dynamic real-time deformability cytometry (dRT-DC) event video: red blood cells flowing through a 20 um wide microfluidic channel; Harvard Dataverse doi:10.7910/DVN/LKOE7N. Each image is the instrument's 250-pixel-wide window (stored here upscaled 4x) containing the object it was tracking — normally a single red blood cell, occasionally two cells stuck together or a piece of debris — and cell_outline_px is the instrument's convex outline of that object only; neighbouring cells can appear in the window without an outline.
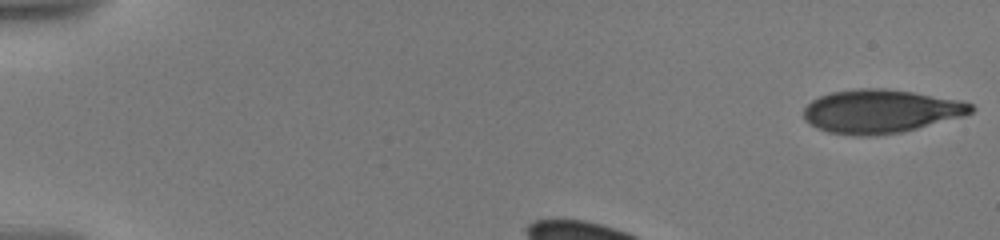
{"species": "human", "species_latin": "Homo sapiens", "temperature_condition": "warm", "stored_images_in_passage": 30, "camera_frame_rate_fps": 3000, "um_per_image_px": 0.085, "donor": {"sex": "male"}, "frame": {"image": 1, "passage_image": 1, "time_ms": 0.0, "image_size_px": [1000, 240], "cell_outline_px": [[976, 108], [972, 112], [964, 116], [900, 132], [872, 136], [852, 136], [828, 132], [816, 128], [804, 120], [804, 108], [812, 100], [820, 96], [832, 92], [860, 88], [884, 88], [912, 92], [960, 100], [972, 104]], "centroid_in_image_um": [74.84, 9.46], "position_along_channel_um": 10.2, "area_um2": 42.43}}
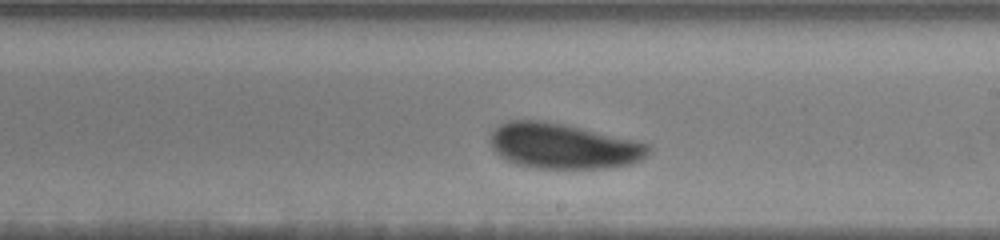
{"frame": {"image": 2, "passage_image": 19, "time_ms": 8.0, "image_size_px": [1000, 240], "cell_outline_px": [[652, 152], [640, 160], [632, 164], [608, 168], [532, 168], [516, 164], [500, 156], [492, 148], [488, 140], [488, 136], [500, 124], [508, 120], [544, 120], [564, 124], [636, 140], [652, 144]], "centroid_in_image_um": [47.9, 12.41], "position_along_channel_um": 241.1, "area_um2": 42.31}}
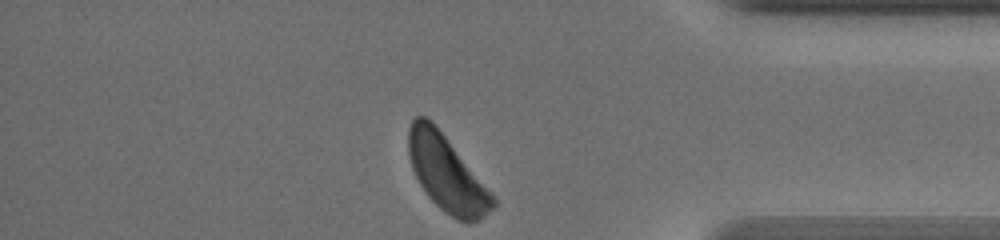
{"frame": {"image": 3, "passage_image": 30, "time_ms": 13.0, "image_size_px": [1000, 240], "cell_outline_px": [[496, 204], [484, 216], [472, 224], [468, 224], [456, 220], [440, 208], [428, 196], [420, 184], [412, 168], [408, 152], [408, 128], [412, 120], [416, 116], [424, 116], [432, 120], [496, 196]], "centroid_in_image_um": [37.99, 14.75], "position_along_channel_um": 397.2, "area_um2": 37.45}, "authors_computed_cell_mechanics": {"area_um2": 42.2807, "velocity_mm_per_s": 3.4717, "shape_relaxation_time_tau1_ms": 2.3691, "shape_relaxation_time_tau2_ms": null, "deformation_change_tau1": 0.0892, "deformation_change_tau2": null}}